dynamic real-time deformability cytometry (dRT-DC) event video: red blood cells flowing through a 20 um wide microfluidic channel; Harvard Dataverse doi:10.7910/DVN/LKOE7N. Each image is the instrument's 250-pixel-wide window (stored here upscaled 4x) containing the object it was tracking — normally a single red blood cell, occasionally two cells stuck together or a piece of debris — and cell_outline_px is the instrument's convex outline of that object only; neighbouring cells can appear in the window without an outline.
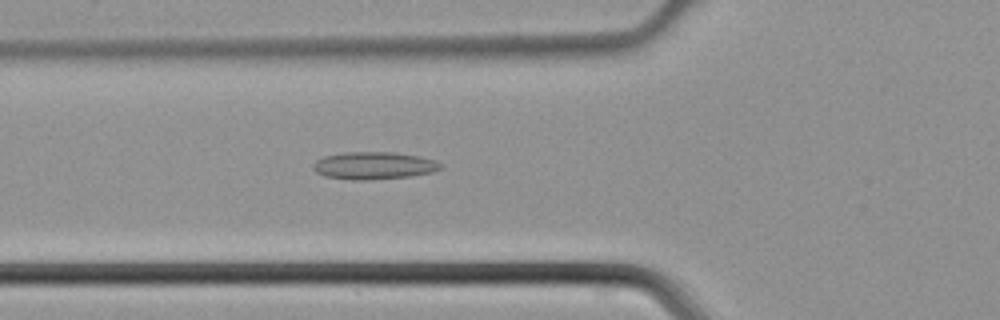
{"species": "common noctule bat (a hibernating species)", "species_latin": "Nyctalus noctula", "temperature_condition": "cold", "stored_images_in_passage": 36, "camera_frame_rate_fps": 3000, "um_per_image_px": 0.085, "animal": {"sex": "male", "body_mass_g": 21.5, "forearm_length_mm": 52.0}, "frame": {"image": 1, "passage_image": 7, "time_ms": 2.0, "image_size_px": [1000, 320], "cell_outline_px": [[444, 168], [432, 172], [408, 176], [364, 180], [352, 180], [324, 176], [316, 172], [312, 168], [312, 164], [316, 160], [324, 156], [344, 152], [392, 152], [420, 156], [436, 160], [444, 164]], "centroid_in_image_um": [31.79, 14.07], "position_along_channel_um": 94.0, "area_um2": 20.52}}
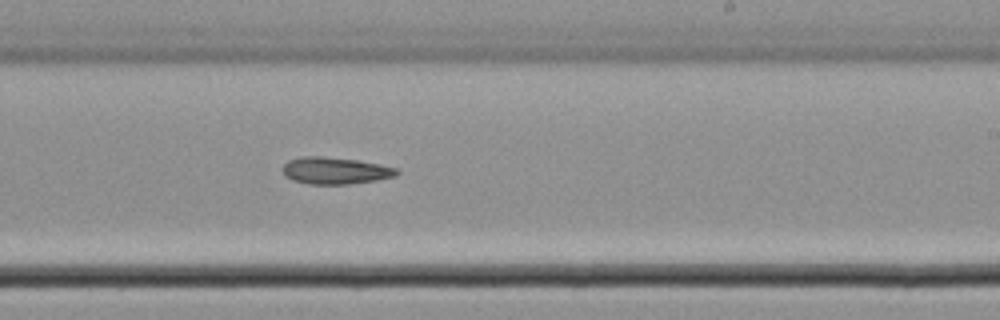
{"frame": {"image": 2, "passage_image": 18, "time_ms": 5.667, "image_size_px": [1000, 320], "cell_outline_px": [[400, 172], [396, 176], [376, 180], [348, 184], [308, 184], [292, 180], [284, 176], [280, 168], [288, 160], [300, 156], [320, 156], [356, 160], [380, 164], [396, 168]], "centroid_in_image_um": [28.44, 14.5], "position_along_channel_um": 260.6, "area_um2": 18.03}}
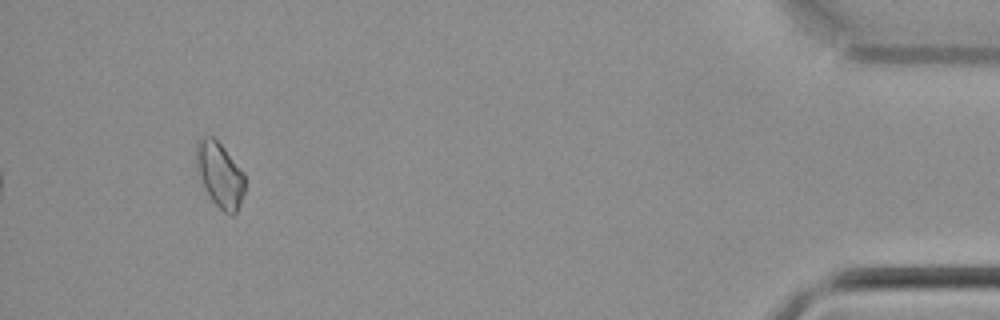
{"frame": {"image": 3, "passage_image": 33, "time_ms": 10.667, "image_size_px": [1000, 320], "cell_outline_px": [[244, 192], [240, 204], [236, 212], [232, 216], [224, 212], [212, 200], [204, 188], [196, 164], [196, 144], [200, 136], [212, 136], [224, 148], [244, 172]], "centroid_in_image_um": [18.68, 14.84], "position_along_channel_um": 416.5, "area_um2": 18.26}}